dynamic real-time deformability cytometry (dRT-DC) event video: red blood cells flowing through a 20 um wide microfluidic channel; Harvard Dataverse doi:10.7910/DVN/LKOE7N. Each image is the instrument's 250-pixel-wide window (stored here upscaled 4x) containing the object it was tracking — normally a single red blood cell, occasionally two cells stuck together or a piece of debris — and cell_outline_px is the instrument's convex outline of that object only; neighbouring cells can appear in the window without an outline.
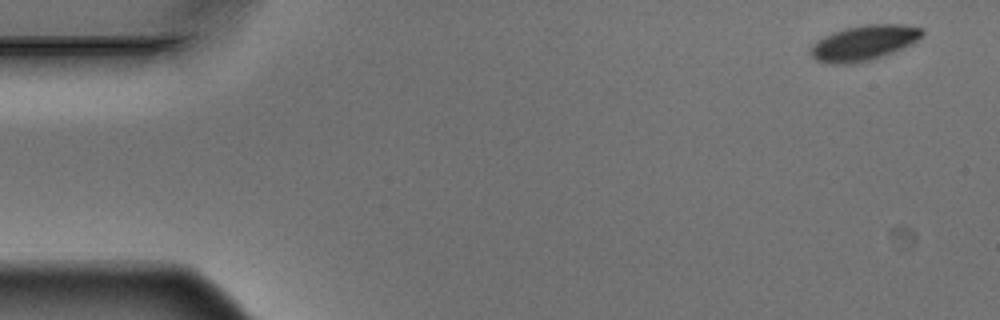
{"species": "Egyptian fruit bat (a non-hibernating species)", "species_latin": "Rousettus aegyptiacus", "temperature_condition": "warm", "stored_images_in_passage": 4, "camera_frame_rate_fps": 3000, "um_per_image_px": 0.085, "animal": {"sex": "male"}, "frame": {"image": 1, "passage_image": 1, "time_ms": 0.0, "image_size_px": [1000, 320], "cell_outline_px": [[924, 32], [912, 44], [904, 48], [884, 56], [872, 60], [856, 64], [828, 64], [816, 60], [808, 52], [812, 44], [816, 40], [832, 32], [844, 28], [864, 24], [904, 24], [924, 28]], "centroid_in_image_um": [73.41, 3.65], "position_along_channel_um": 11.6, "area_um2": 23.41}}